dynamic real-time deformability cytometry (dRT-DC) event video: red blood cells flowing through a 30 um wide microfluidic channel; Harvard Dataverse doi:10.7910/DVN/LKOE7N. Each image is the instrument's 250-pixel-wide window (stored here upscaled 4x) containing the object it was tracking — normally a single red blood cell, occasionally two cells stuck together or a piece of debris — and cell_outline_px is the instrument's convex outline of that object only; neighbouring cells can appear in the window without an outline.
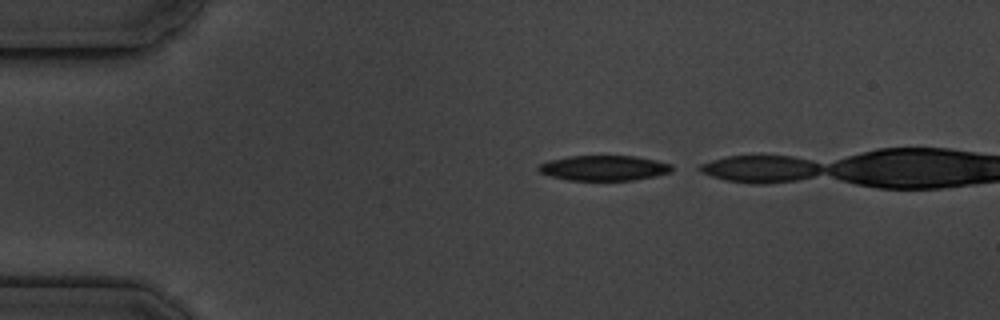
{"species": "common noctule bat (a hibernating species)", "species_latin": "Nyctalus noctula", "temperature_condition": "cold", "stored_images_in_passage": 2, "camera_frame_rate_fps": 3000, "um_per_image_px": 0.085, "animal": {"sex": "male", "body_mass_g": 19.5, "forearm_length_mm": 54.6}, "frame": {"image": 1, "passage_image": 1, "time_ms": 0.0, "image_size_px": [1000, 320], "cell_outline_px": [[672, 172], [656, 176], [632, 180], [568, 180], [552, 176], [540, 172], [536, 168], [540, 164], [548, 160], [568, 156], [636, 156], [656, 160], [672, 164]], "centroid_in_image_um": [51.35, 14.27], "position_along_channel_um": 33.7, "area_um2": 19.59}}